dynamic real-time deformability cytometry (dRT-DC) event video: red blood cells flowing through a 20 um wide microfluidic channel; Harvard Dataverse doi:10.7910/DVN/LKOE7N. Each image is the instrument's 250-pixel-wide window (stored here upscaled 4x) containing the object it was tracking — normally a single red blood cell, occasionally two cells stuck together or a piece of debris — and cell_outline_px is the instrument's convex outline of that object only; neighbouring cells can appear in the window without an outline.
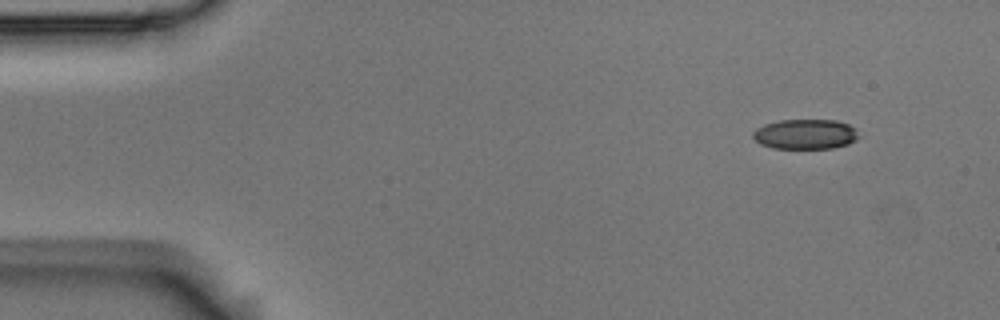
{"species": "Egyptian fruit bat (a non-hibernating species)", "species_latin": "Rousettus aegyptiacus", "temperature_condition": "room temperature", "stored_images_in_passage": 4, "camera_frame_rate_fps": 3000, "um_per_image_px": 0.085, "animal": {"sex": "male"}, "frame": {"image": 1, "passage_image": 1, "time_ms": 0.0, "image_size_px": [1000, 320], "cell_outline_px": [[860, 136], [856, 140], [848, 144], [832, 148], [772, 148], [760, 144], [752, 136], [752, 132], [756, 128], [764, 124], [780, 120], [836, 120], [848, 124], [856, 128]], "centroid_in_image_um": [68.46, 11.4], "position_along_channel_um": 16.5, "area_um2": 18.61}}
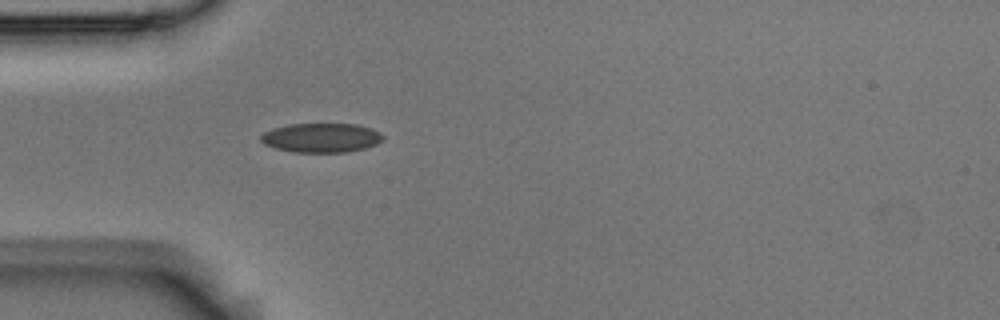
{"frame": {"image": 2, "passage_image": 4, "time_ms": 1.0, "image_size_px": [1000, 320], "cell_outline_px": [[384, 140], [376, 144], [364, 148], [348, 152], [292, 152], [276, 148], [264, 144], [260, 140], [260, 136], [264, 132], [272, 128], [288, 124], [356, 124], [372, 128], [380, 132], [384, 136]], "centroid_in_image_um": [27.32, 11.7], "position_along_channel_um": 57.7, "area_um2": 20.98}}